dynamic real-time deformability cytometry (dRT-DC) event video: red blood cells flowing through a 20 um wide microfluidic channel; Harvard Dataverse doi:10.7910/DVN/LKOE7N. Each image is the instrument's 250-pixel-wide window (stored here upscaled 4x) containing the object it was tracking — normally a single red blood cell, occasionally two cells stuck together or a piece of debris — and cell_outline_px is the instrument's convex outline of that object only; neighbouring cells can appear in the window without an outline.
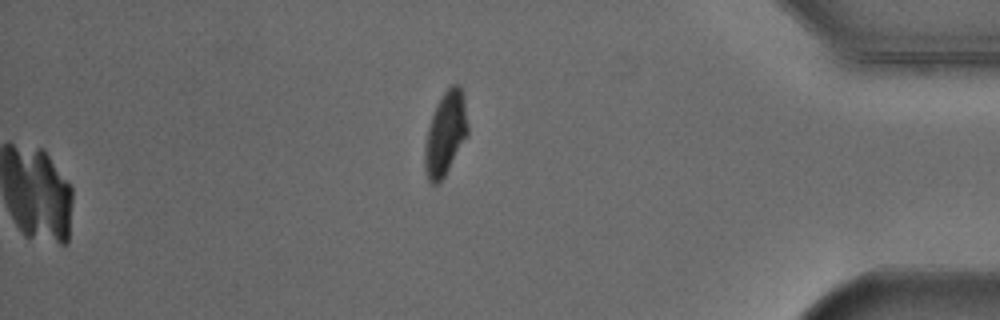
{"species": "Egyptian fruit bat (a non-hibernating species)", "species_latin": "Rousettus aegyptiacus", "temperature_condition": "cold", "stored_images_in_passage": 40, "camera_frame_rate_fps": 3000, "um_per_image_px": 0.085, "animal": {"sex": "male"}, "frame": {"image": 1, "passage_image": 40, "time_ms": 13.0, "image_size_px": [1000, 320], "cell_outline_px": [[468, 136], [444, 176], [436, 184], [432, 184], [428, 180], [424, 168], [424, 144], [428, 128], [432, 116], [444, 92], [452, 84], [460, 84], [464, 100], [468, 124]], "centroid_in_image_um": [37.86, 11.38], "position_along_channel_um": 397.3, "area_um2": 20.75}}